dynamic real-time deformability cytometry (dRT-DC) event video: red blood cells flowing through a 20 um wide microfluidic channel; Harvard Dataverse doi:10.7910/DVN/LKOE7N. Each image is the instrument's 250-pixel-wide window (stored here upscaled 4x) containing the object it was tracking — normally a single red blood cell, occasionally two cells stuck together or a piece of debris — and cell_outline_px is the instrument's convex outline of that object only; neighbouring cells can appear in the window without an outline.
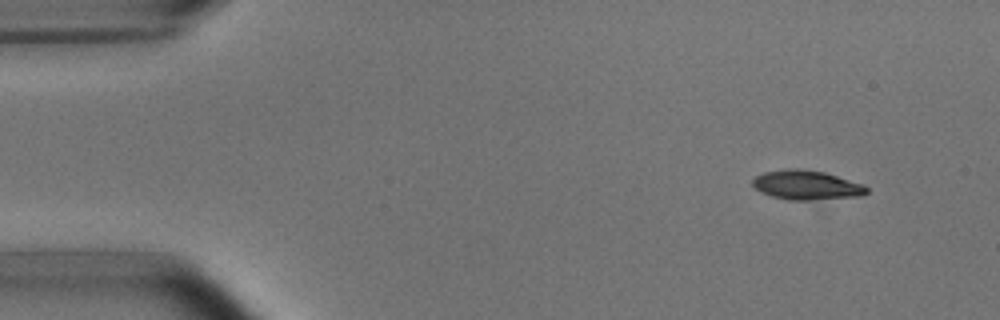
{"species": "common noctule bat (a hibernating species)", "species_latin": "Nyctalus noctula", "temperature_condition": "room temperature", "stored_images_in_passage": 5, "segment_of_instrument_passage": [1, 2], "camera_frame_rate_fps": 3000, "um_per_image_px": 0.085, "animal": {"sex": "male", "body_mass_g": 15.6}, "frame": {"image": 1, "passage_image": 1, "time_ms": 0.0, "image_size_px": [1000, 320], "cell_outline_px": [[868, 192], [860, 196], [812, 200], [788, 200], [772, 196], [756, 188], [752, 184], [752, 180], [756, 176], [764, 172], [792, 168], [796, 168], [824, 172], [860, 184], [868, 188]], "centroid_in_image_um": [68.54, 15.73], "position_along_channel_um": 16.5, "area_um2": 19.13}}
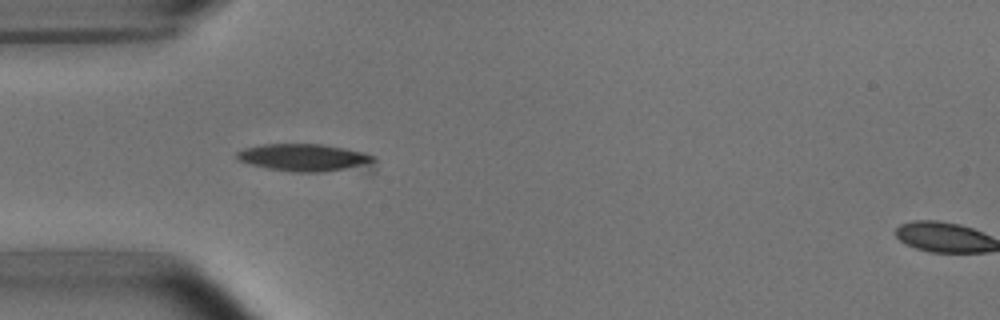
{"frame": {"image": 2, "passage_image": 4, "time_ms": 3.667, "image_size_px": [1000, 320], "cell_outline_px": [[376, 172], [292, 172], [268, 168], [252, 164], [240, 160], [236, 156], [236, 152], [244, 148], [260, 144], [320, 144], [344, 148], [364, 152], [376, 156]], "centroid_in_image_um": [26.19, 13.45], "position_along_channel_um": 58.8, "area_um2": 23.35}}